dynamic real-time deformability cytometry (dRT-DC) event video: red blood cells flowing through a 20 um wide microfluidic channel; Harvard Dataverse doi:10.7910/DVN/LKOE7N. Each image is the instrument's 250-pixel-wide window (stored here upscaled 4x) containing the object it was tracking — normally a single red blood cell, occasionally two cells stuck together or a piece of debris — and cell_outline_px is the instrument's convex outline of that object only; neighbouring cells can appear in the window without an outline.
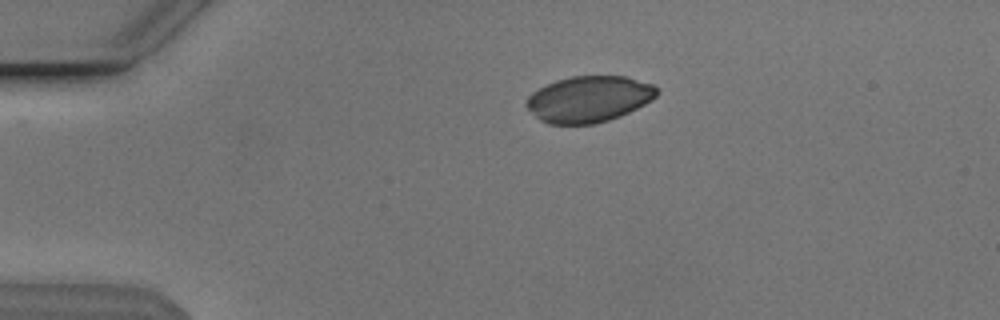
{"species": "Egyptian fruit bat (a non-hibernating species)", "species_latin": "Rousettus aegyptiacus", "temperature_condition": "cold", "stored_images_in_passage": 43, "camera_frame_rate_fps": 3000, "um_per_image_px": 0.085, "animal": {"sex": "male"}, "frame": {"image": 1, "passage_image": 1, "time_ms": 0.0, "image_size_px": [1000, 320], "cell_outline_px": [[660, 92], [652, 100], [620, 116], [596, 124], [548, 124], [540, 120], [524, 104], [528, 96], [532, 92], [556, 80], [572, 76], [628, 76], [652, 84], [660, 88]], "centroid_in_image_um": [50.08, 8.42], "position_along_channel_um": 34.9, "area_um2": 35.2}}
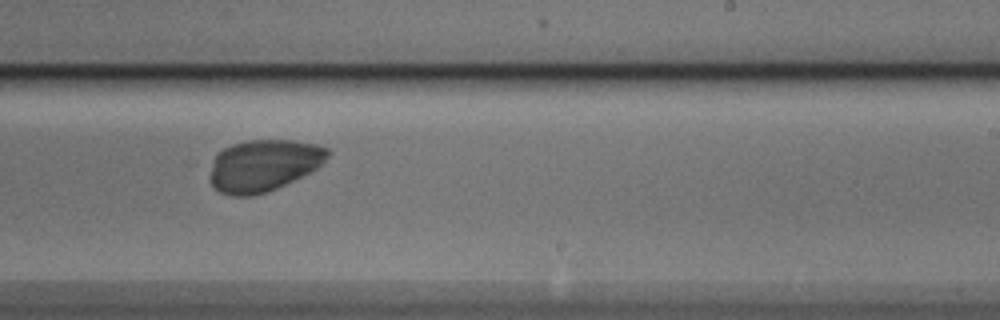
{"frame": {"image": 2, "passage_image": 23, "time_ms": 7.333, "image_size_px": [1000, 320], "cell_outline_px": [[332, 152], [316, 168], [268, 192], [252, 196], [232, 196], [220, 192], [212, 184], [212, 160], [216, 152], [232, 144], [248, 140], [292, 140], [316, 144], [328, 148]], "centroid_in_image_um": [22.39, 14.04], "position_along_channel_um": 266.6, "area_um2": 35.2}}
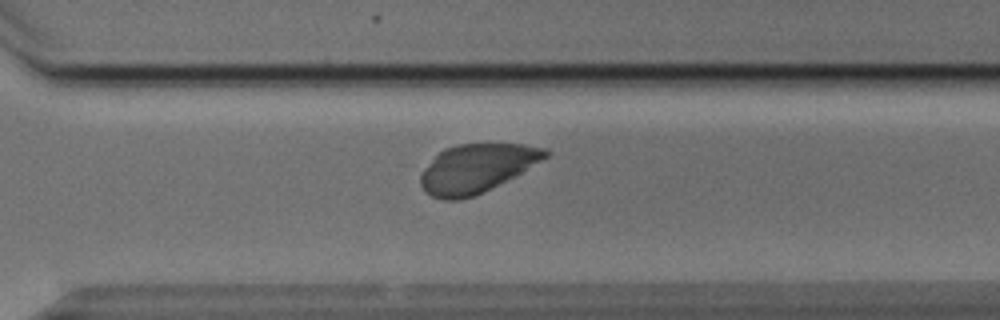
{"frame": {"image": 3, "passage_image": 28, "time_ms": 9.0, "image_size_px": [1000, 320], "cell_outline_px": [[552, 152], [548, 156], [520, 172], [484, 192], [460, 200], [444, 200], [432, 196], [424, 192], [420, 184], [420, 176], [424, 168], [444, 148], [456, 144], [524, 144], [548, 148]], "centroid_in_image_um": [40.49, 14.3], "position_along_channel_um": 330.1, "area_um2": 35.03}}